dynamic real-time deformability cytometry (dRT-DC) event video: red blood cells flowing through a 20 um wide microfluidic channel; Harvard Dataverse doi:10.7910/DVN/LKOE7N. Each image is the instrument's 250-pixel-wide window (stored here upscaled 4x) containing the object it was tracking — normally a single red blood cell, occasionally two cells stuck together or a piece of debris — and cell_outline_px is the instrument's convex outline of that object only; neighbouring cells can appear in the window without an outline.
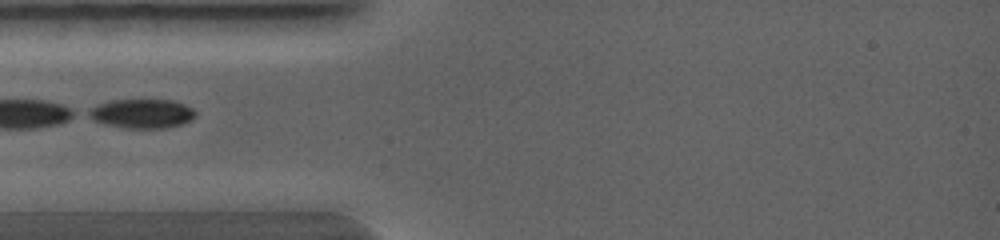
{"species": "common noctule bat (a hibernating species)", "species_latin": "Nyctalus noctula", "temperature_condition": "warm", "stored_images_in_passage": 5, "camera_frame_rate_fps": 5000, "um_per_image_px": 0.085, "animal": {"sex": "female", "body_mass_g": 19.0, "forearm_length_mm": 56.7}, "frame": {"image": 1, "passage_image": 1, "time_ms": 0.0, "image_size_px": [1000, 240], "cell_outline_px": [[196, 116], [192, 120], [180, 124], [164, 128], [128, 128], [104, 124], [88, 116], [84, 112], [96, 104], [108, 100], [172, 100], [184, 104], [192, 108], [196, 112]], "centroid_in_image_um": [12.03, 9.64], "position_along_channel_um": 73.0, "area_um2": 18.26}}